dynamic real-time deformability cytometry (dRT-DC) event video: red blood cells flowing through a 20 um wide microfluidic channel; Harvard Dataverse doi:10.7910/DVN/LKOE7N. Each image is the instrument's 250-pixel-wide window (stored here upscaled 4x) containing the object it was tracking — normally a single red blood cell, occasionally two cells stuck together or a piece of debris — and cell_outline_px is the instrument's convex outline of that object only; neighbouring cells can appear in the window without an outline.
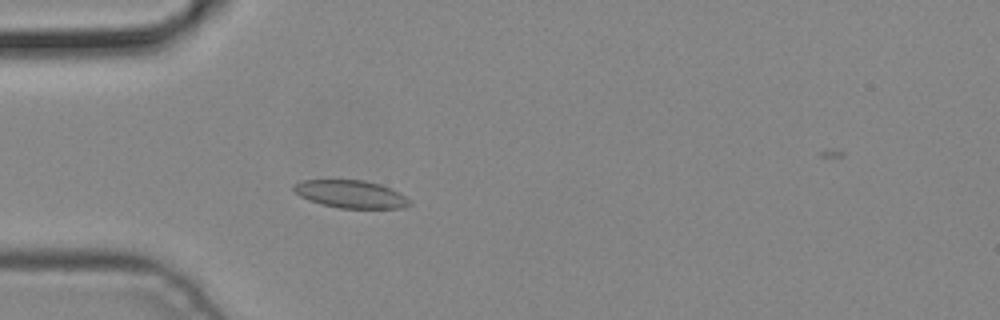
{"species": "common noctule bat (a hibernating species)", "species_latin": "Nyctalus noctula", "temperature_condition": "cold", "stored_images_in_passage": 4, "camera_frame_rate_fps": 3000, "um_per_image_px": 0.085, "animal": {"sex": "male", "body_mass_g": 19.2, "forearm_length_mm": 51.8}, "frame": {"image": 1, "passage_image": 4, "time_ms": 1.0, "image_size_px": [1000, 320], "cell_outline_px": [[412, 204], [400, 208], [340, 208], [320, 204], [308, 200], [300, 196], [292, 188], [292, 184], [300, 180], [364, 180], [380, 184], [400, 192], [412, 200]], "centroid_in_image_um": [29.82, 16.5], "position_along_channel_um": 55.2, "area_um2": 18.9}}